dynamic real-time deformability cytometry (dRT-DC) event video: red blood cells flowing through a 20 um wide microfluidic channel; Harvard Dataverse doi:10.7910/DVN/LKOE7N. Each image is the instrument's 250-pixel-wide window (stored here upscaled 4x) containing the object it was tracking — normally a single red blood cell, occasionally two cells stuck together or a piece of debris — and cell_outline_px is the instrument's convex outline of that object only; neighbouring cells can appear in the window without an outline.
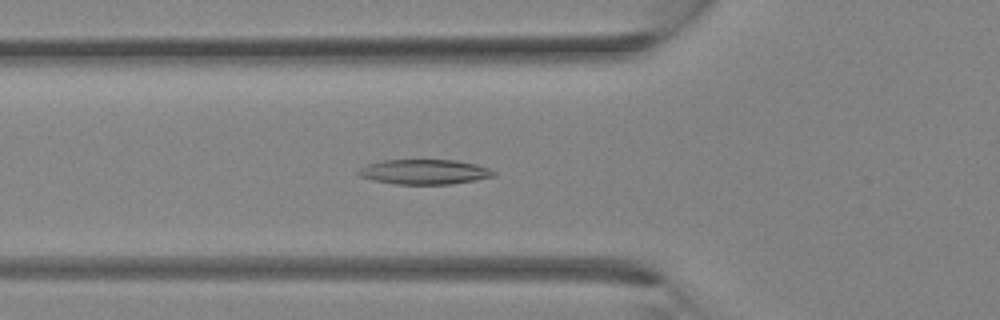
{"species": "Egyptian fruit bat (a non-hibernating species)", "species_latin": "Rousettus aegyptiacus", "temperature_condition": "room temperature", "stored_images_in_passage": 33, "camera_frame_rate_fps": 3000, "um_per_image_px": 0.085, "animal": {"sex": "female"}, "frame": {"image": 1, "passage_image": 11, "time_ms": 3.333, "image_size_px": [1000, 320], "cell_outline_px": [[496, 176], [476, 180], [452, 184], [396, 184], [372, 180], [360, 176], [356, 172], [360, 168], [368, 164], [380, 160], [456, 160], [476, 164], [488, 168], [496, 172]], "centroid_in_image_um": [36.08, 14.61], "position_along_channel_um": 89.7, "area_um2": 19.71}}
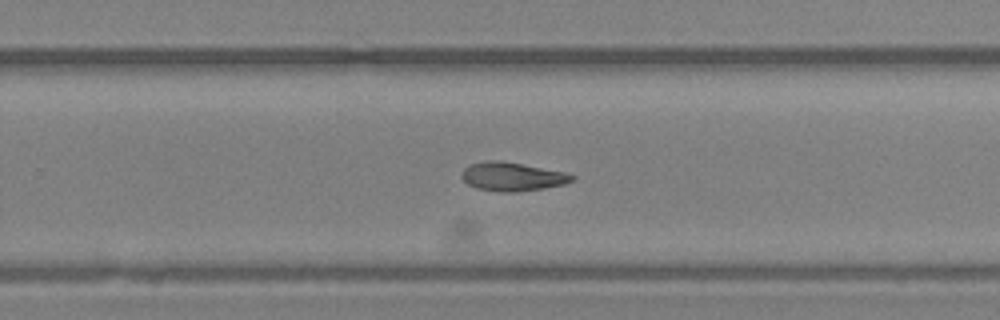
{"frame": {"image": 2, "passage_image": 21, "time_ms": 6.667, "image_size_px": [1000, 320], "cell_outline_px": [[576, 176], [572, 180], [564, 184], [544, 188], [516, 192], [500, 192], [476, 188], [468, 184], [460, 176], [464, 168], [468, 164], [484, 160], [500, 160], [564, 172]], "centroid_in_image_um": [43.49, 15.01], "position_along_channel_um": 286.3, "area_um2": 18.44}}
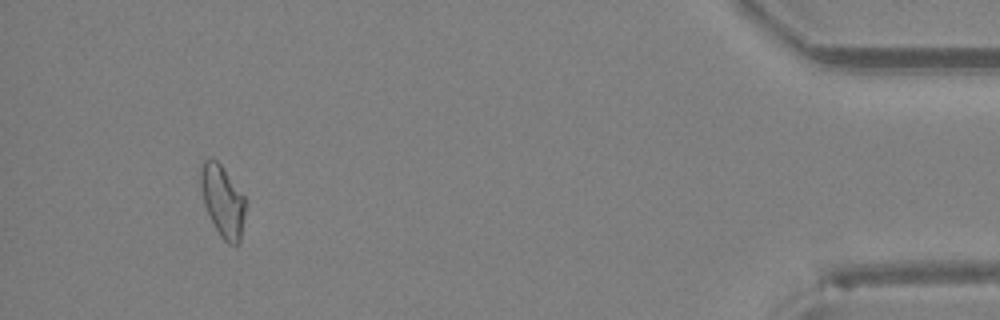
{"frame": {"image": 3, "passage_image": 31, "time_ms": 10.0, "image_size_px": [1000, 320], "cell_outline_px": [[244, 216], [240, 244], [228, 244], [220, 236], [204, 204], [200, 188], [200, 164], [204, 160], [216, 160], [220, 164], [244, 196]], "centroid_in_image_um": [18.91, 17.09], "position_along_channel_um": 416.3, "area_um2": 18.32}}